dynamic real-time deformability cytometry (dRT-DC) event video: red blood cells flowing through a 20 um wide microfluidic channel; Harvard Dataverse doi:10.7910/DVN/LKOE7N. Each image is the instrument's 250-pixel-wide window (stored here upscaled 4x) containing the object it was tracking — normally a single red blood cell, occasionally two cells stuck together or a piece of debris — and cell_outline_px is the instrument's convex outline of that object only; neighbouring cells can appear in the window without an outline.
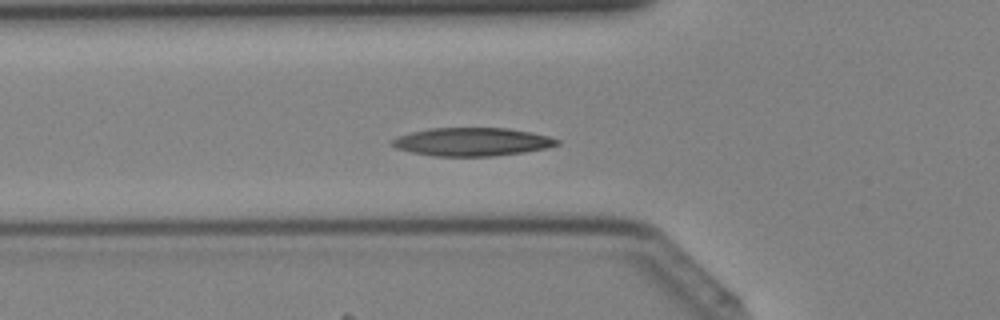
{"species": "Egyptian fruit bat (a non-hibernating species)", "species_latin": "Rousettus aegyptiacus", "temperature_condition": "cold", "stored_images_in_passage": 41, "camera_frame_rate_fps": 3000, "um_per_image_px": 0.085, "animal": {"sex": "female"}, "frame": {"image": 1, "passage_image": 14, "time_ms": 4.333, "image_size_px": [1000, 320], "cell_outline_px": [[560, 144], [544, 148], [524, 152], [492, 156], [436, 156], [412, 152], [396, 148], [392, 144], [392, 140], [400, 136], [412, 132], [428, 128], [508, 128], [548, 136], [560, 140]], "centroid_in_image_um": [40.14, 12.05], "position_along_channel_um": 85.7, "area_um2": 26.82}}
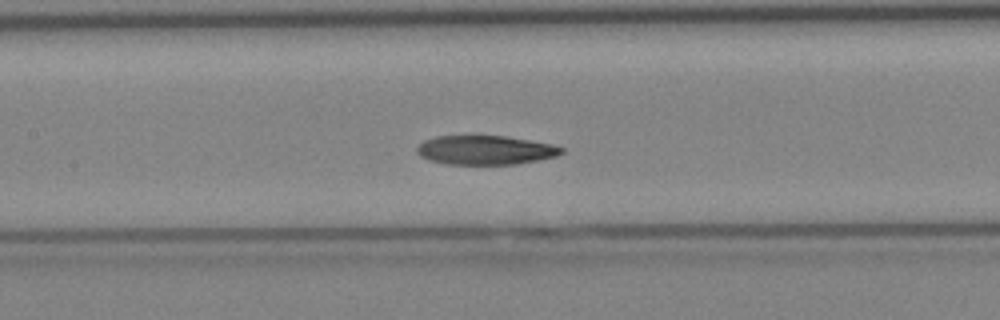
{"frame": {"image": 2, "passage_image": 19, "time_ms": 6.0, "image_size_px": [1000, 320], "cell_outline_px": [[564, 152], [556, 156], [516, 164], [448, 164], [428, 160], [420, 156], [416, 152], [416, 148], [424, 140], [436, 136], [504, 136], [552, 144], [564, 148]], "centroid_in_image_um": [41.23, 12.76], "position_along_channel_um": 166.2, "area_um2": 24.39}}
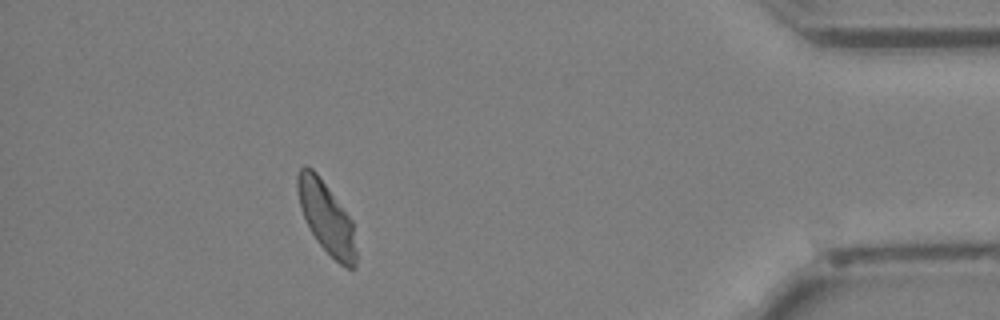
{"frame": {"image": 3, "passage_image": 37, "time_ms": 12.0, "image_size_px": [1000, 320], "cell_outline_px": [[356, 268], [348, 268], [340, 264], [316, 240], [304, 216], [300, 204], [296, 188], [296, 176], [300, 168], [304, 164], [312, 168], [316, 172], [352, 220], [356, 248]], "centroid_in_image_um": [27.74, 18.47], "position_along_channel_um": 407.5, "area_um2": 24.04}}